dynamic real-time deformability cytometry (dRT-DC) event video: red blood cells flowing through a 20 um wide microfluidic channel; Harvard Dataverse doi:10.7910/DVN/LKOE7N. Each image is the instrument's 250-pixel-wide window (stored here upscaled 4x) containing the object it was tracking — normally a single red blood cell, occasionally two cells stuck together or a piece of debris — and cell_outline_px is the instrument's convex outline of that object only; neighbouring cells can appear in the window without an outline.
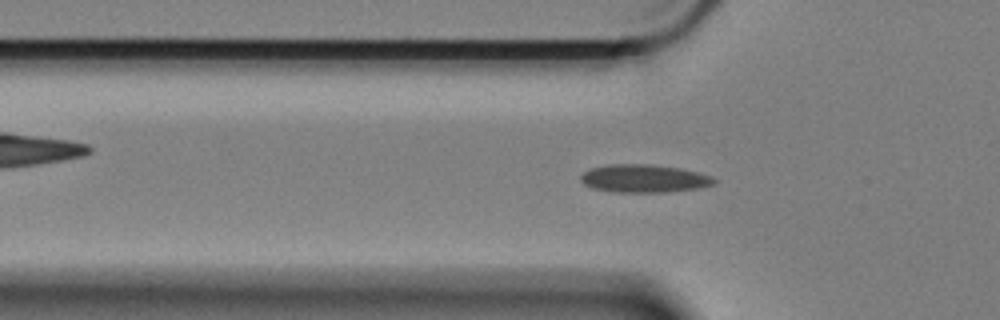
{"species": "Egyptian fruit bat (a non-hibernating species)", "species_latin": "Rousettus aegyptiacus", "temperature_condition": "cold", "stored_images_in_passage": 47, "segment_of_instrument_passage": [1, 2], "camera_frame_rate_fps": 3000, "um_per_image_px": 0.085, "animal": {"sex": "female"}, "frame": {"image": 1, "passage_image": 5, "time_ms": 1.333, "image_size_px": [1000, 320], "cell_outline_px": [[716, 184], [700, 188], [668, 192], [612, 192], [592, 188], [584, 184], [580, 180], [580, 176], [584, 172], [592, 168], [608, 164], [652, 164], [680, 168], [700, 172], [712, 176], [716, 180]], "centroid_in_image_um": [54.77, 15.17], "position_along_channel_um": 71.0, "area_um2": 22.02}}
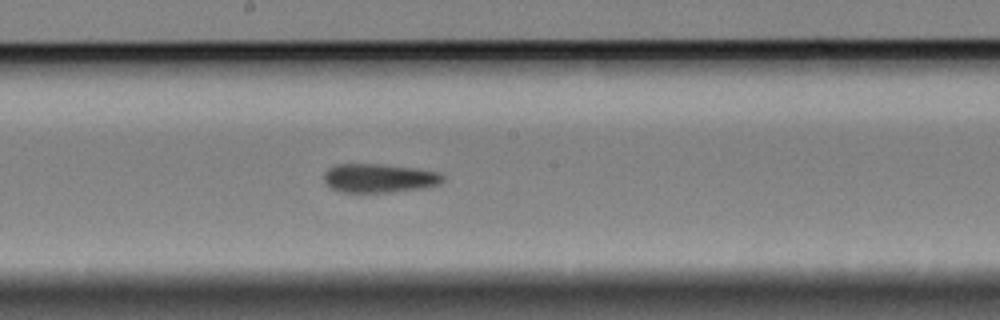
{"frame": {"image": 2, "passage_image": 18, "time_ms": 5.667, "image_size_px": [1000, 320], "cell_outline_px": [[444, 180], [440, 184], [428, 188], [388, 192], [340, 192], [332, 188], [324, 180], [324, 172], [328, 168], [336, 164], [380, 164], [416, 168], [440, 172], [444, 176]], "centroid_in_image_um": [32.27, 15.14], "position_along_channel_um": 215.9, "area_um2": 20.17}}
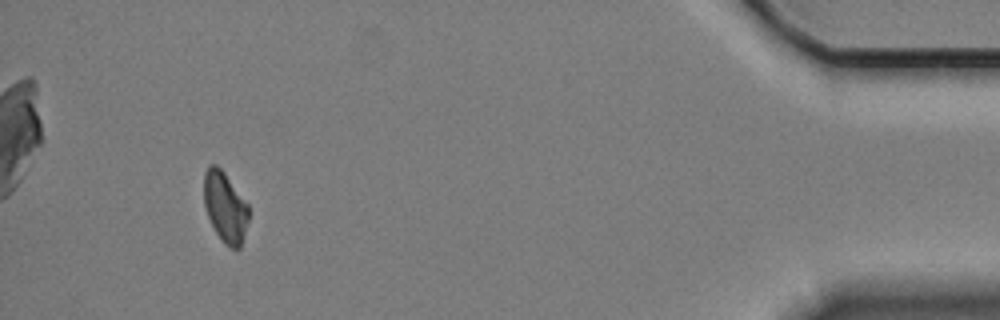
{"frame": {"image": 3, "passage_image": 42, "time_ms": 13.667, "image_size_px": [1000, 320], "cell_outline_px": [[248, 220], [240, 248], [232, 248], [224, 244], [216, 232], [208, 216], [204, 204], [204, 172], [208, 164], [216, 164], [224, 172], [248, 204]], "centroid_in_image_um": [19.12, 17.57], "position_along_channel_um": 416.1, "area_um2": 18.21}}